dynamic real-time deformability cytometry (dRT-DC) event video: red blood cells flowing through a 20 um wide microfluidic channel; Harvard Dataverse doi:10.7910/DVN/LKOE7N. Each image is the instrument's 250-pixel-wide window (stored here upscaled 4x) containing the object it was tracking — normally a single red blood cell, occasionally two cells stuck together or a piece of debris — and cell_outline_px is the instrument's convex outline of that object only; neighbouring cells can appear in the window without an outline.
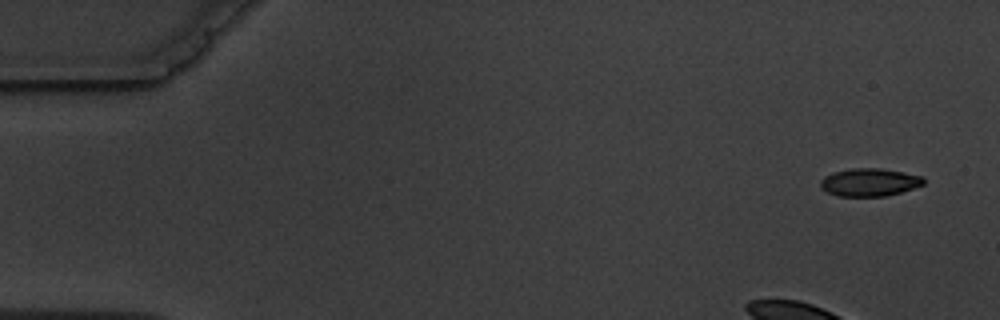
{"species": "common noctule bat (a hibernating species)", "species_latin": "Nyctalus noctula", "temperature_condition": "warm", "stored_images_in_passage": 5, "camera_frame_rate_fps": 3000, "um_per_image_px": 0.085, "animal": {"sex": "male", "body_mass_g": 19.5, "forearm_length_mm": 54.6}, "frame": {"image": 1, "passage_image": 1, "time_ms": 0.0, "image_size_px": [1000, 320], "cell_outline_px": [[924, 184], [900, 192], [884, 196], [836, 196], [820, 188], [820, 180], [824, 176], [832, 172], [852, 168], [880, 168], [924, 176]], "centroid_in_image_um": [73.87, 15.48], "position_along_channel_um": 11.1, "area_um2": 16.76}}
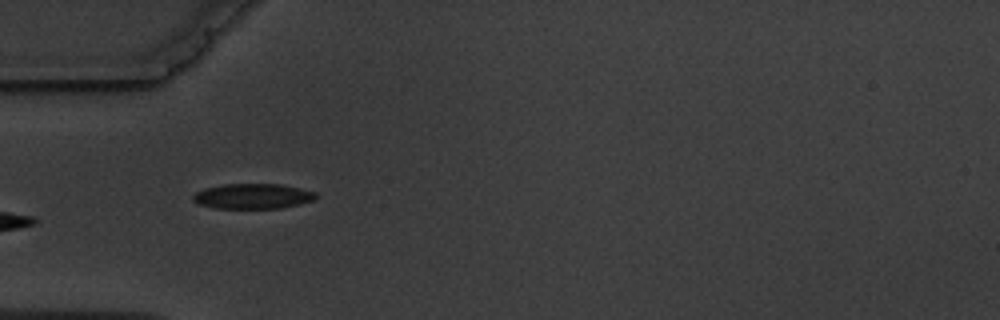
{"frame": {"image": 2, "passage_image": 4, "time_ms": 5.0, "image_size_px": [1000, 320], "cell_outline_px": [[316, 196], [312, 200], [300, 204], [280, 208], [216, 208], [200, 204], [192, 200], [192, 196], [196, 192], [204, 188], [224, 184], [280, 184], [300, 188], [316, 192]], "centroid_in_image_um": [21.47, 16.67], "position_along_channel_um": 63.5, "area_um2": 17.92}}
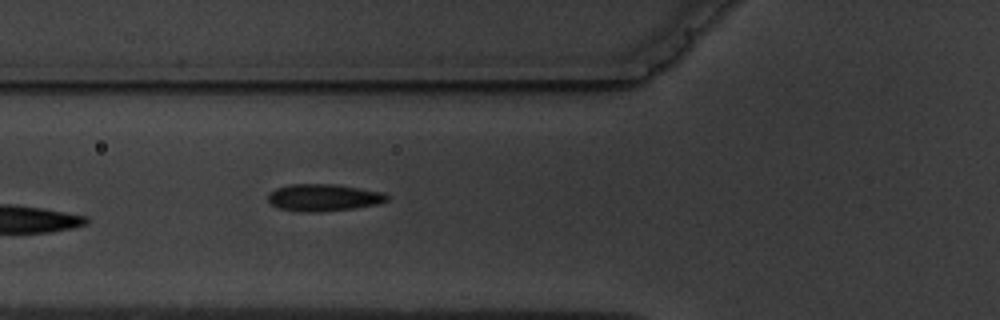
{"frame": {"image": 3, "passage_image": 5, "time_ms": 6.0, "image_size_px": [1000, 320], "cell_outline_px": [[388, 200], [380, 204], [352, 208], [320, 212], [300, 212], [280, 208], [272, 204], [268, 200], [268, 192], [276, 188], [292, 184], [336, 184], [384, 192], [388, 196]], "centroid_in_image_um": [27.51, 16.79], "position_along_channel_um": 98.3, "area_um2": 18.84}}